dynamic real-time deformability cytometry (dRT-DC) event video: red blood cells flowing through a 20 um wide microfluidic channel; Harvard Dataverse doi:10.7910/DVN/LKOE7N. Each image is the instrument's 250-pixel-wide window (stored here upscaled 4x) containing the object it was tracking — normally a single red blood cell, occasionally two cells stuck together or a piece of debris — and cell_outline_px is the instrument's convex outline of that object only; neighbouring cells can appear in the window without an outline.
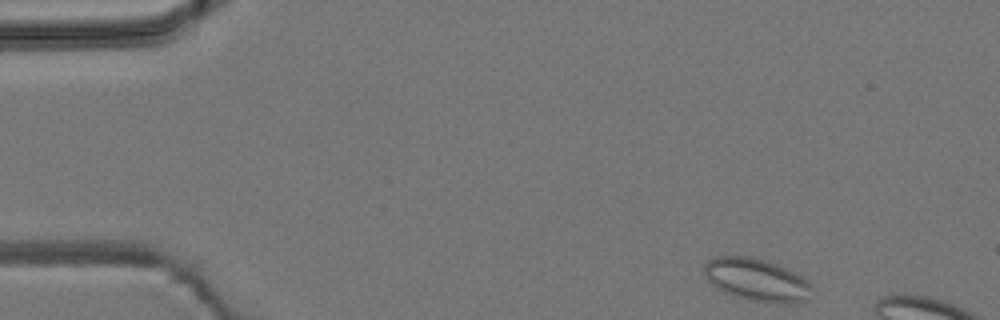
{"species": "common noctule bat (a hibernating species)", "species_latin": "Nyctalus noctula", "temperature_condition": "room temperature", "stored_images_in_passage": 4, "camera_frame_rate_fps": 3000, "um_per_image_px": 0.085, "animal": {"sex": "male", "body_mass_g": 19.2, "forearm_length_mm": 51.8}, "frame": {"image": 1, "passage_image": 1, "time_ms": 0.0, "image_size_px": [1000, 320], "cell_outline_px": [[812, 288], [804, 300], [788, 304], [776, 304], [752, 300], [736, 296], [724, 292], [716, 288], [708, 280], [704, 272], [704, 264], [708, 260], [716, 256], [752, 256], [768, 260], [800, 276], [812, 284]], "centroid_in_image_um": [64.28, 23.77], "position_along_channel_um": 20.7, "area_um2": 26.59}}